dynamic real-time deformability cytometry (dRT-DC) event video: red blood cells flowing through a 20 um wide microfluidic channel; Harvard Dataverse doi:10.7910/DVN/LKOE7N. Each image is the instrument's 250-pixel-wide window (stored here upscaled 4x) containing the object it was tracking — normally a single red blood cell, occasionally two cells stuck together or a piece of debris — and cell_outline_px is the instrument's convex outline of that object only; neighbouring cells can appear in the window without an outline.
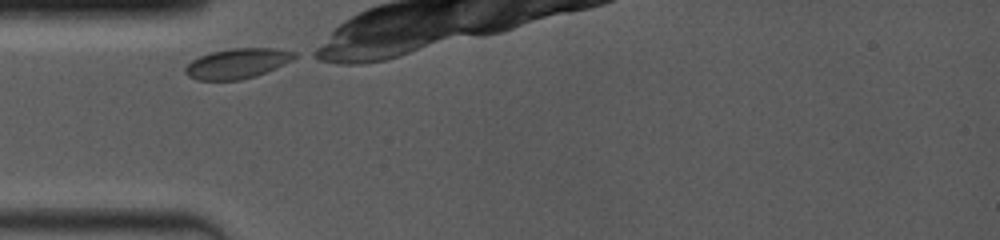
{"species": "common noctule bat (a hibernating species)", "species_latin": "Nyctalus noctula", "temperature_condition": "room temperature", "stored_images_in_passage": 3, "camera_frame_rate_fps": 4000, "um_per_image_px": 0.085, "animal": {"sex": "female", "body_mass_g": 19.0, "forearm_length_mm": 53.3}, "frame": {"image": 1, "passage_image": 1, "time_ms": 0.0, "image_size_px": [1000, 240], "cell_outline_px": [[300, 56], [284, 64], [256, 76], [240, 80], [200, 80], [188, 76], [184, 72], [184, 68], [192, 60], [208, 52], [232, 48], [276, 48], [296, 52]], "centroid_in_image_um": [20.19, 5.38], "position_along_channel_um": 64.8, "area_um2": 19.25}}
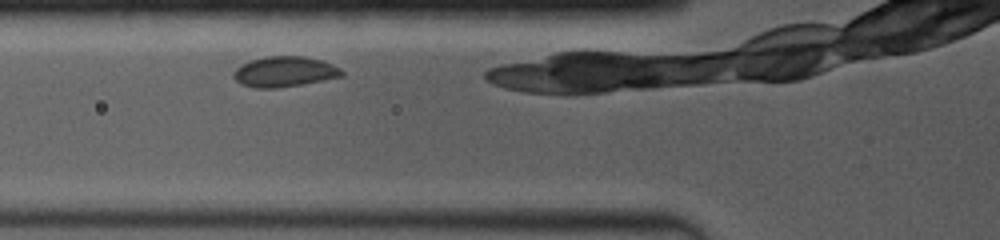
{"frame": {"image": 2, "passage_image": 2, "time_ms": 1.0, "image_size_px": [1000, 240], "cell_outline_px": [[344, 76], [300, 84], [276, 88], [252, 88], [240, 84], [232, 76], [232, 72], [240, 64], [264, 56], [304, 56], [320, 60], [332, 64], [340, 68], [344, 72]], "centroid_in_image_um": [24.14, 6.09], "position_along_channel_um": 101.7, "area_um2": 19.25}}